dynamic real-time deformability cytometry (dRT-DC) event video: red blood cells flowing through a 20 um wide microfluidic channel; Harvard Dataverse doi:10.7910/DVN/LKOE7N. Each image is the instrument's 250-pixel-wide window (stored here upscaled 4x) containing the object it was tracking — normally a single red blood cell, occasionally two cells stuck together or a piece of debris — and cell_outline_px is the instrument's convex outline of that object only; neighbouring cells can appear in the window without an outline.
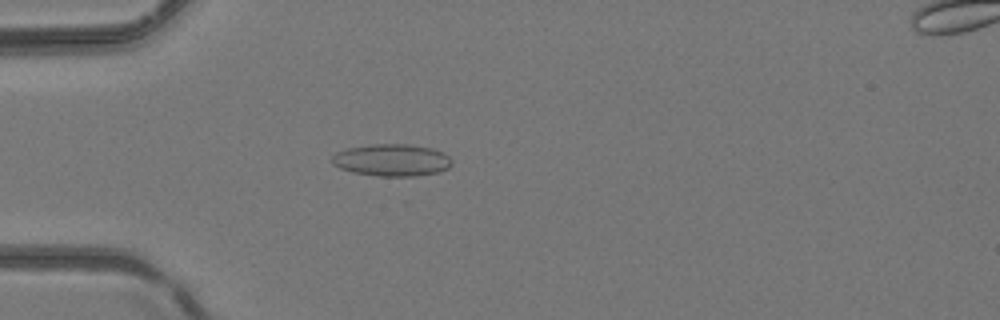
{"species": "common noctule bat (a hibernating species)", "species_latin": "Nyctalus noctula", "temperature_condition": "room temperature", "stored_images_in_passage": 5, "camera_frame_rate_fps": 3000, "um_per_image_px": 0.085, "animal": {"sex": "female", "body_mass_g": 24.6, "forearm_length_mm": 56.2}, "frame": {"image": 1, "passage_image": 4, "time_ms": 1.0, "image_size_px": [1000, 320], "cell_outline_px": [[452, 164], [448, 168], [440, 172], [416, 176], [380, 176], [352, 172], [340, 168], [332, 164], [332, 156], [336, 152], [348, 148], [372, 144], [408, 144], [432, 148], [444, 152], [452, 160]], "centroid_in_image_um": [33.33, 13.61], "position_along_channel_um": 51.7, "area_um2": 22.54}}